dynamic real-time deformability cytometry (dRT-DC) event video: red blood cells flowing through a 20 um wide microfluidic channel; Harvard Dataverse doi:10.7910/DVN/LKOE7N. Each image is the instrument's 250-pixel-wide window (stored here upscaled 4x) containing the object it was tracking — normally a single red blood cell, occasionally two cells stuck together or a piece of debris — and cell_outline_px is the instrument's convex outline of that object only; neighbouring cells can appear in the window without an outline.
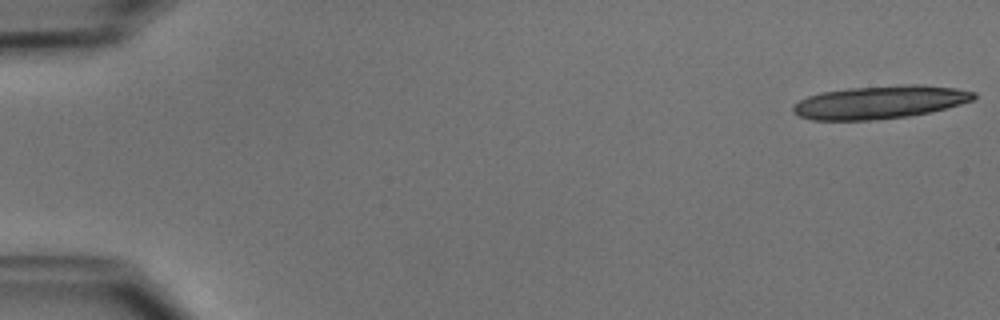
{"species": "common noctule bat (a hibernating species)", "species_latin": "Nyctalus noctula", "temperature_condition": "cold", "stored_images_in_passage": 19, "camera_frame_rate_fps": 3000, "um_per_image_px": 0.085, "animal": {"sex": "male", "body_mass_g": 15.6}, "frame": {"image": 1, "passage_image": 1, "time_ms": 0.0, "image_size_px": [1000, 320], "cell_outline_px": [[976, 96], [972, 100], [960, 104], [932, 112], [908, 116], [868, 120], [812, 120], [800, 116], [792, 112], [792, 104], [808, 96], [820, 92], [848, 88], [904, 84], [920, 84], [956, 88], [976, 92]], "centroid_in_image_um": [74.78, 8.68], "position_along_channel_um": 10.2, "area_um2": 34.97}}